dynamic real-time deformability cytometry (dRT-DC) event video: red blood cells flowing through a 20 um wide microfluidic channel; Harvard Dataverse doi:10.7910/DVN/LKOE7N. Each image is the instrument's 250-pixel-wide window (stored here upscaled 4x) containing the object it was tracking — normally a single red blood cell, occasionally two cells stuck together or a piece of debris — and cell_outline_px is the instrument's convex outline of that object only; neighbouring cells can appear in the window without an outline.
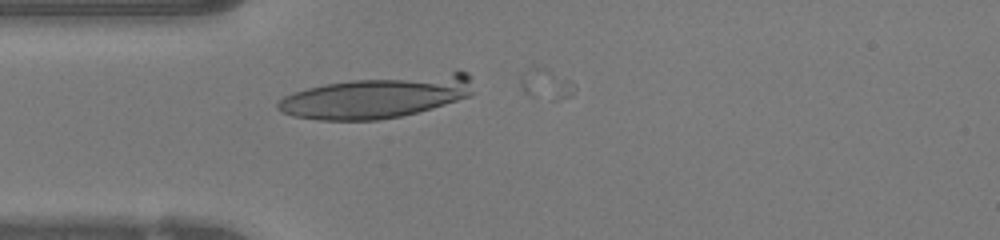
{"species": "human", "species_latin": "Homo sapiens", "temperature_condition": "warm", "stored_images_in_passage": 4, "camera_frame_rate_fps": 3000, "um_per_image_px": 0.085, "donor": {"sex": "female"}, "frame": {"image": 1, "passage_image": 1, "time_ms": 0.0, "image_size_px": [1000, 240], "cell_outline_px": [[476, 92], [472, 96], [432, 108], [400, 116], [380, 120], [316, 120], [292, 116], [280, 112], [276, 108], [276, 104], [284, 96], [292, 92], [324, 84], [352, 80], [456, 68], [468, 72]], "centroid_in_image_um": [32.19, 8.18], "position_along_channel_um": 52.8, "area_um2": 49.59}}